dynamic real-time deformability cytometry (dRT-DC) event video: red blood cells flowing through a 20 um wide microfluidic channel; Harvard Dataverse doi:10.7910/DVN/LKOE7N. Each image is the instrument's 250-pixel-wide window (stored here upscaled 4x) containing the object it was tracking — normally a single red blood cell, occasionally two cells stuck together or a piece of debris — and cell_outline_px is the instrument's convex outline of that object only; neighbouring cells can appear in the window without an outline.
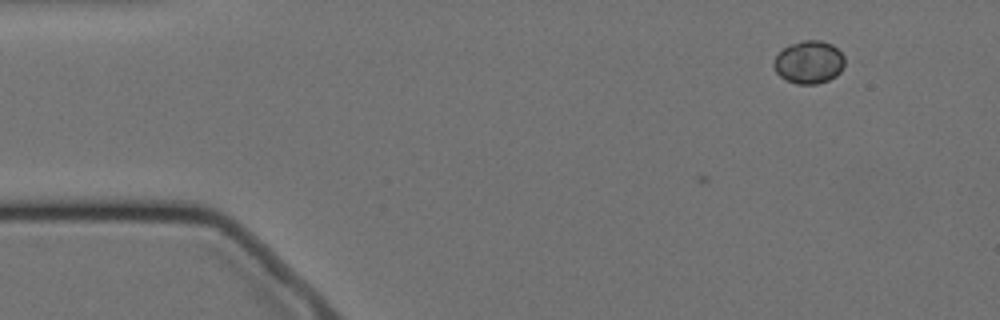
{"species": "Egyptian fruit bat (a non-hibernating species)", "species_latin": "Rousettus aegyptiacus", "temperature_condition": "cold", "stored_images_in_passage": 4, "camera_frame_rate_fps": 3000, "um_per_image_px": 0.085, "animal": {"sex": "female"}, "frame": {"image": 1, "passage_image": 4, "time_ms": 1.0, "image_size_px": [1000, 320], "cell_outline_px": [[844, 64], [840, 72], [836, 76], [828, 80], [816, 84], [796, 84], [780, 76], [776, 72], [772, 64], [772, 60], [788, 44], [800, 40], [820, 40], [832, 44], [844, 56]], "centroid_in_image_um": [68.74, 5.27], "position_along_channel_um": 16.3, "area_um2": 17.8}}